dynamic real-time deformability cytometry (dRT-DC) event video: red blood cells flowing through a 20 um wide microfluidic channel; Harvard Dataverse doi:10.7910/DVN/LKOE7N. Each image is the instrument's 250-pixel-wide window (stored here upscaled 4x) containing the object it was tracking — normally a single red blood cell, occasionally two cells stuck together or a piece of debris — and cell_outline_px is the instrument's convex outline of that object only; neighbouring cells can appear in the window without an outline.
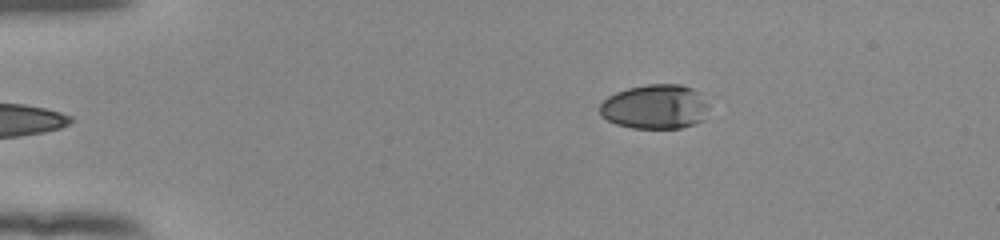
{"species": "human", "species_latin": "Homo sapiens", "temperature_condition": "room temperature", "stored_images_in_passage": 13, "camera_frame_rate_fps": 3000, "um_per_image_px": 0.085, "donor": {"sex": "female"}, "frame": {"image": 1, "passage_image": 2, "time_ms": 0.333, "image_size_px": [1000, 240], "cell_outline_px": [[708, 108], [704, 120], [696, 124], [680, 128], [632, 128], [616, 124], [600, 116], [600, 104], [608, 96], [616, 92], [628, 88], [648, 84], [680, 84], [692, 88], [700, 92], [708, 104]], "centroid_in_image_um": [55.7, 9.08], "position_along_channel_um": 29.3, "area_um2": 28.55}}
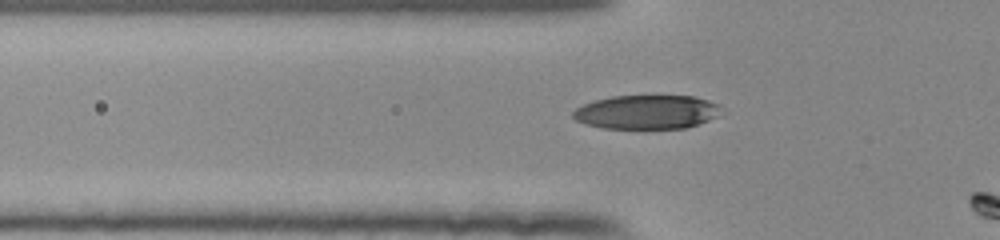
{"frame": {"image": 2, "passage_image": 11, "time_ms": 3.333, "image_size_px": [1000, 240], "cell_outline_px": [[720, 116], [700, 124], [684, 128], [604, 128], [588, 124], [576, 120], [572, 116], [572, 112], [576, 108], [584, 104], [596, 100], [612, 96], [692, 96], [708, 100], [720, 104]], "centroid_in_image_um": [55.02, 9.52], "position_along_channel_um": 70.8, "area_um2": 29.3}}